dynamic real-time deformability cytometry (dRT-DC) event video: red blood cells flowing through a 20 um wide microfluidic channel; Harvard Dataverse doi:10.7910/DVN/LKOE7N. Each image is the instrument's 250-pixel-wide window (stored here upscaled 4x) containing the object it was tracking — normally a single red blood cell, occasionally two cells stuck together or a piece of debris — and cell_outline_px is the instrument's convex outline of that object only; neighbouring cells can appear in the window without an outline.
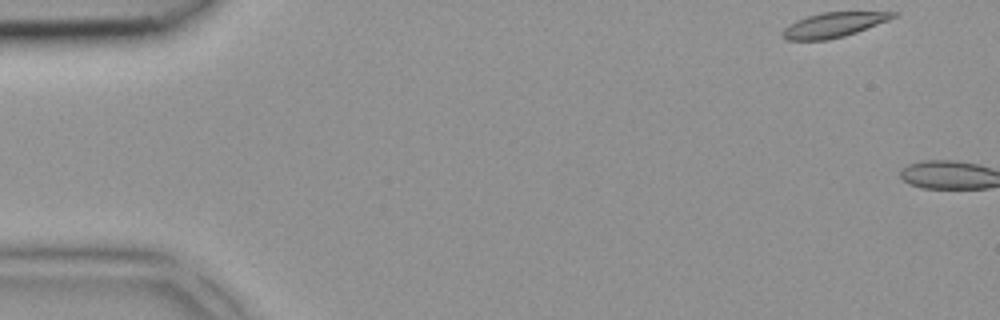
{"species": "common noctule bat (a hibernating species)", "species_latin": "Nyctalus noctula", "temperature_condition": "room temperature", "stored_images_in_passage": 2, "camera_frame_rate_fps": 3000, "um_per_image_px": 0.085, "animal": {"sex": "female", "body_mass_g": 18.4}, "frame": {"image": 1, "passage_image": 1, "time_ms": 0.0, "image_size_px": [1000, 320], "cell_outline_px": [[900, 12], [896, 16], [888, 20], [856, 32], [844, 36], [828, 40], [788, 40], [780, 32], [788, 24], [796, 20], [820, 12]], "centroid_in_image_um": [70.82, 2.11], "position_along_channel_um": 14.2, "area_um2": 15.84}}